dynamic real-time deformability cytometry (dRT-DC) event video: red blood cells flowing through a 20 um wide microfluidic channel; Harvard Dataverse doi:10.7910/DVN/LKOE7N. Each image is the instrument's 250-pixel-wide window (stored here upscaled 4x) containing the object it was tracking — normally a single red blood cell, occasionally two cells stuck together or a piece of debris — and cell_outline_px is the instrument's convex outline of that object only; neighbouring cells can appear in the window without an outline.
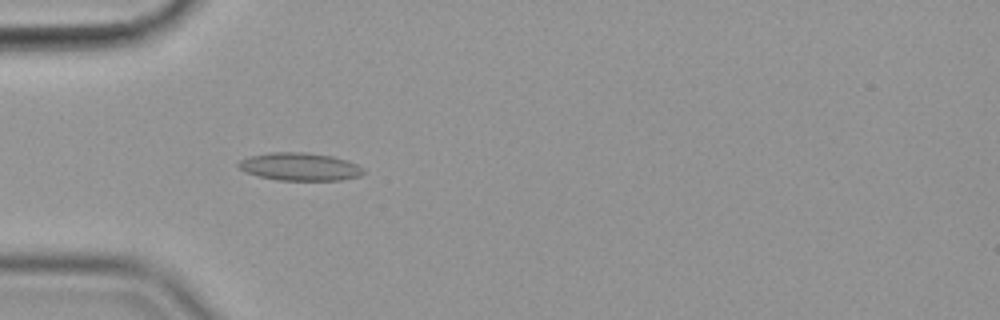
{"species": "common noctule bat (a hibernating species)", "species_latin": "Nyctalus noctula", "temperature_condition": "cold", "stored_images_in_passage": 56, "camera_frame_rate_fps": 3000, "um_per_image_px": 0.085, "animal": {"sex": "female", "body_mass_g": 19.9}, "frame": {"image": 1, "passage_image": 17, "time_ms": 5.333, "image_size_px": [1000, 320], "cell_outline_px": [[364, 172], [360, 176], [340, 180], [276, 180], [244, 172], [236, 164], [240, 160], [248, 156], [272, 152], [304, 152], [332, 156], [348, 160], [364, 168]], "centroid_in_image_um": [25.47, 14.16], "position_along_channel_um": 59.5, "area_um2": 20.35}}
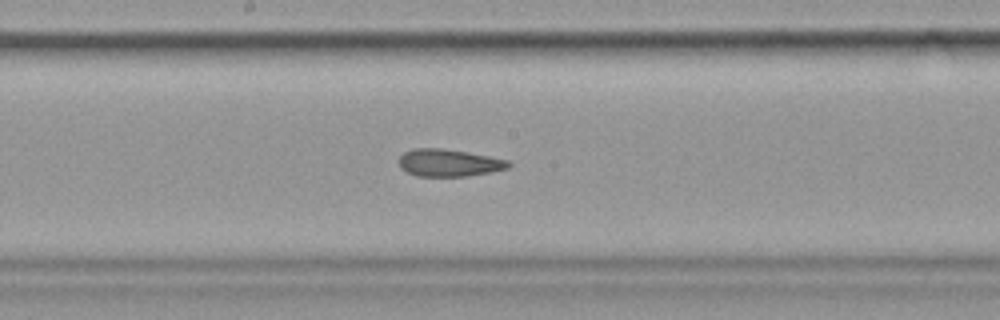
{"frame": {"image": 2, "passage_image": 30, "time_ms": 9.667, "image_size_px": [1000, 320], "cell_outline_px": [[512, 164], [508, 168], [492, 172], [468, 176], [416, 176], [400, 168], [400, 156], [404, 152], [412, 148], [440, 148], [488, 156], [508, 160]], "centroid_in_image_um": [38.15, 13.84], "position_along_channel_um": 210.0, "area_um2": 17.34}}
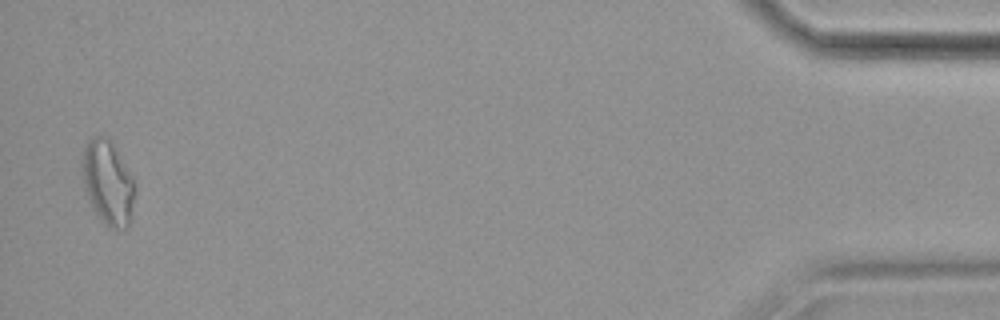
{"frame": {"image": 3, "passage_image": 55, "time_ms": 18.0, "image_size_px": [1000, 320], "cell_outline_px": [[136, 196], [128, 228], [112, 228], [100, 216], [92, 204], [84, 188], [80, 160], [84, 144], [92, 136], [104, 136], [112, 144], [136, 180]], "centroid_in_image_um": [9.19, 15.47], "position_along_channel_um": 426.0, "area_um2": 25.89}, "authors_computed_cell_mechanics": {"area_um2": 19.1896, "velocity_mm_per_s": 3.575, "shape_relaxation_time_tau1_ms": null, "shape_relaxation_time_tau2_ms": 2.9737, "deformation_change_tau1": null, "deformation_change_tau2": 0.1101}}